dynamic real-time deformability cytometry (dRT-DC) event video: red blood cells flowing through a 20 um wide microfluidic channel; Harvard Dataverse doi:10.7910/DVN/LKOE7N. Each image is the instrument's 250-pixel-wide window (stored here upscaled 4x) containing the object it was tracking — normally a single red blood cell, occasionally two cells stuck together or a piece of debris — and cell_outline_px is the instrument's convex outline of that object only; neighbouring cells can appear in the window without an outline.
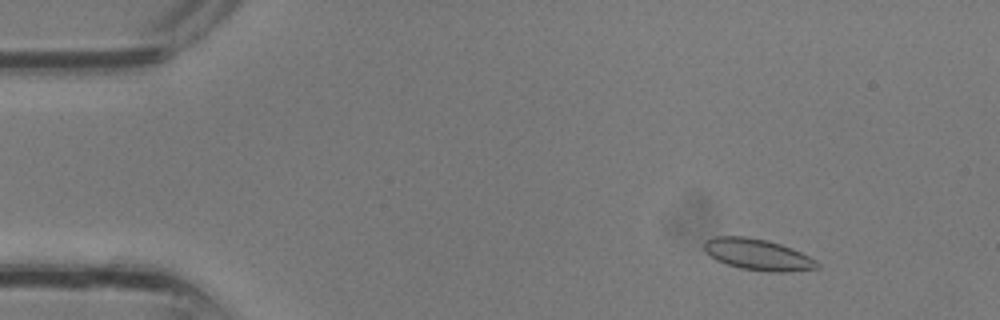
{"species": "common noctule bat (a hibernating species)", "species_latin": "Nyctalus noctula", "temperature_condition": "room temperature", "stored_images_in_passage": 33, "camera_frame_rate_fps": 3000, "um_per_image_px": 0.085, "animal": {"sex": "male", "body_mass_g": 13.3}, "frame": {"image": 1, "passage_image": 4, "time_ms": 1.0, "image_size_px": [1000, 320], "cell_outline_px": [[820, 268], [784, 272], [768, 272], [740, 268], [716, 260], [704, 248], [704, 240], [716, 236], [744, 236], [768, 240], [792, 248], [816, 260], [820, 264]], "centroid_in_image_um": [64.43, 21.63], "position_along_channel_um": 20.6, "area_um2": 20.52}}
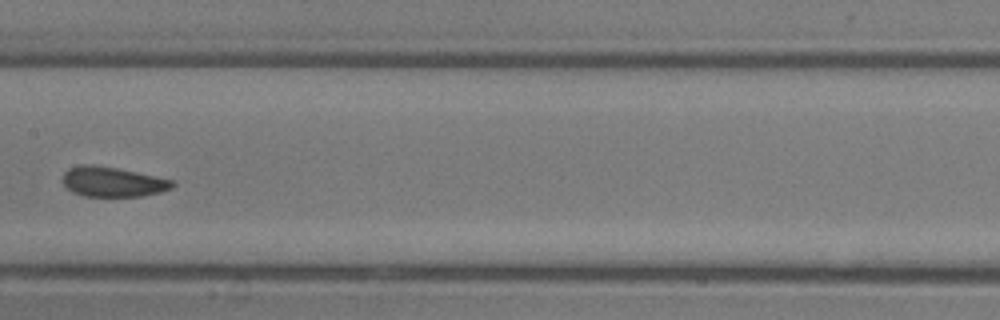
{"frame": {"image": 2, "passage_image": 17, "time_ms": 5.333, "image_size_px": [1000, 320], "cell_outline_px": [[176, 184], [172, 188], [160, 192], [140, 196], [84, 196], [72, 192], [60, 180], [64, 172], [68, 168], [80, 164], [92, 164], [116, 168], [176, 180]], "centroid_in_image_um": [9.56, 15.44], "position_along_channel_um": 197.8, "area_um2": 19.31}}
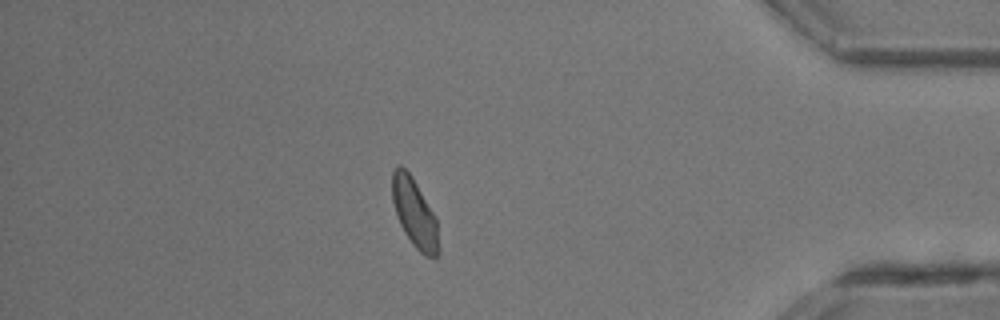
{"frame": {"image": 3, "passage_image": 29, "time_ms": 9.333, "image_size_px": [1000, 320], "cell_outline_px": [[440, 252], [436, 260], [432, 260], [424, 256], [412, 244], [404, 232], [396, 216], [392, 200], [392, 172], [396, 164], [400, 164], [412, 176], [436, 216], [440, 248]], "centroid_in_image_um": [35.26, 18.16], "position_along_channel_um": 399.9, "area_um2": 19.19}}